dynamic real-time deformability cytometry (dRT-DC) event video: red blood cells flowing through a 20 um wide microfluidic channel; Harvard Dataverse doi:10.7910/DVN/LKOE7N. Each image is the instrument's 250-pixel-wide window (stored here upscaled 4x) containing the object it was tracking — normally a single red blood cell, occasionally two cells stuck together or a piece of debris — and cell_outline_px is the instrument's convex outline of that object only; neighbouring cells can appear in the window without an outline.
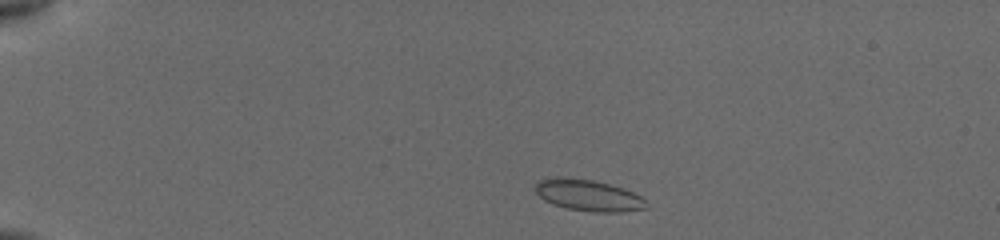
{"species": "common noctule bat (a hibernating species)", "species_latin": "Nyctalus noctula", "temperature_condition": "cold", "stored_images_in_passage": 10, "camera_frame_rate_fps": 3000, "um_per_image_px": 0.085, "animal": {"sex": "female", "body_mass_g": 19.5, "forearm_length_mm": 54.1}, "frame": {"image": 1, "passage_image": 1, "time_ms": 0.0, "image_size_px": [1000, 240], "cell_outline_px": [[648, 208], [620, 212], [592, 212], [568, 208], [552, 204], [544, 200], [532, 188], [540, 180], [560, 176], [564, 176], [592, 180], [608, 184], [632, 192], [640, 196], [644, 200]], "centroid_in_image_um": [49.96, 16.6], "position_along_channel_um": 35.0, "area_um2": 20.17}}
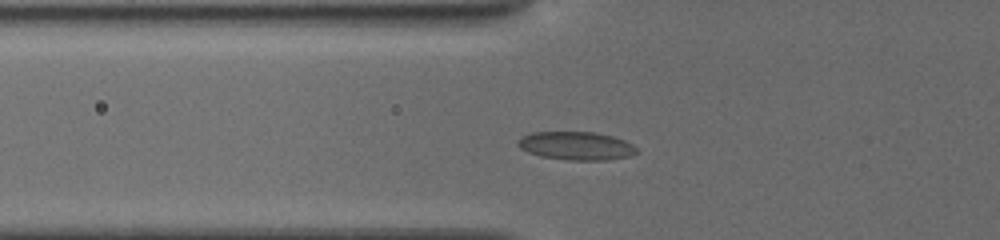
{"frame": {"image": 2, "passage_image": 7, "time_ms": 3.0, "image_size_px": [1000, 240], "cell_outline_px": [[640, 152], [628, 156], [604, 160], [568, 160], [540, 156], [528, 152], [520, 148], [516, 144], [516, 140], [532, 132], [596, 132], [612, 136], [624, 140], [632, 144]], "centroid_in_image_um": [48.96, 12.39], "position_along_channel_um": 76.8, "area_um2": 19.59}}
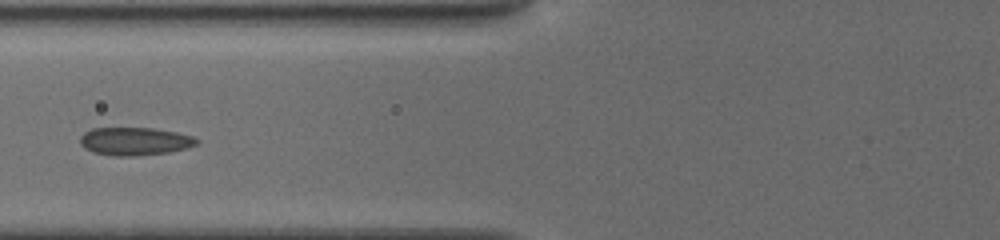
{"frame": {"image": 3, "passage_image": 9, "time_ms": 4.0, "image_size_px": [1000, 240], "cell_outline_px": [[200, 140], [196, 144], [188, 148], [168, 152], [136, 156], [112, 156], [92, 152], [84, 148], [80, 144], [80, 136], [84, 132], [92, 128], [152, 128], [176, 132], [196, 136]], "centroid_in_image_um": [11.46, 12.01], "position_along_channel_um": 114.3, "area_um2": 19.25}}